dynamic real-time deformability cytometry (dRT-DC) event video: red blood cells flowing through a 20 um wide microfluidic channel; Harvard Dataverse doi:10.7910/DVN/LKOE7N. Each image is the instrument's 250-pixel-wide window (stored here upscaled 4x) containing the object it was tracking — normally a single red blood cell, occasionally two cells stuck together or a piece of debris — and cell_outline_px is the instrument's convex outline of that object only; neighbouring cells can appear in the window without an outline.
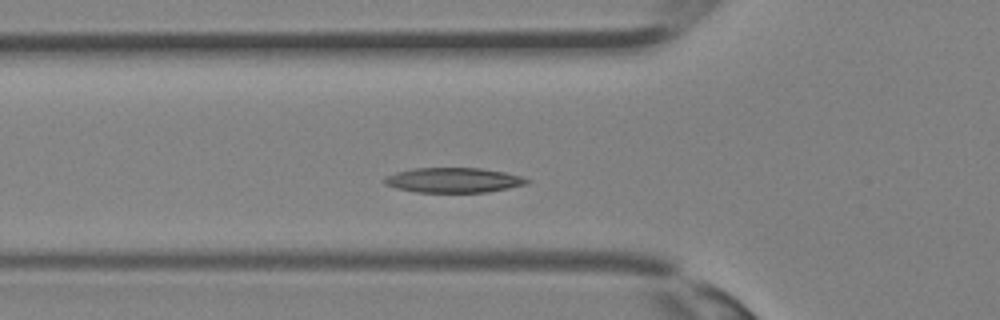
{"species": "Egyptian fruit bat (a non-hibernating species)", "species_latin": "Rousettus aegyptiacus", "temperature_condition": "room temperature", "stored_images_in_passage": 32, "segment_of_instrument_passage": [1, 2], "camera_frame_rate_fps": 3000, "um_per_image_px": 0.085, "animal": {"sex": "female"}, "frame": {"image": 1, "passage_image": 8, "time_ms": 2.333, "image_size_px": [1000, 320], "cell_outline_px": [[532, 180], [528, 184], [488, 192], [416, 192], [396, 188], [384, 184], [384, 176], [396, 172], [412, 168], [480, 168], [504, 172], [524, 176]], "centroid_in_image_um": [38.57, 15.31], "position_along_channel_um": 87.2, "area_um2": 20.87}}
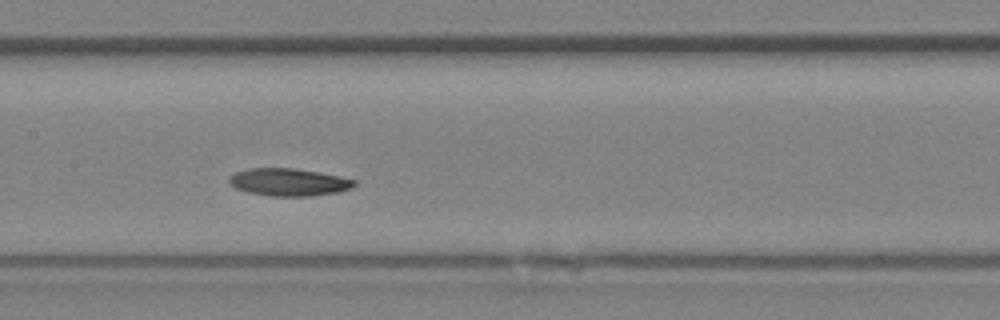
{"frame": {"image": 2, "passage_image": 13, "time_ms": 4.0, "image_size_px": [1000, 320], "cell_outline_px": [[356, 184], [348, 188], [336, 192], [312, 196], [268, 196], [248, 192], [236, 188], [228, 180], [236, 172], [248, 168], [292, 168], [340, 176], [356, 180]], "centroid_in_image_um": [24.53, 15.48], "position_along_channel_um": 182.9, "area_um2": 19.77}}
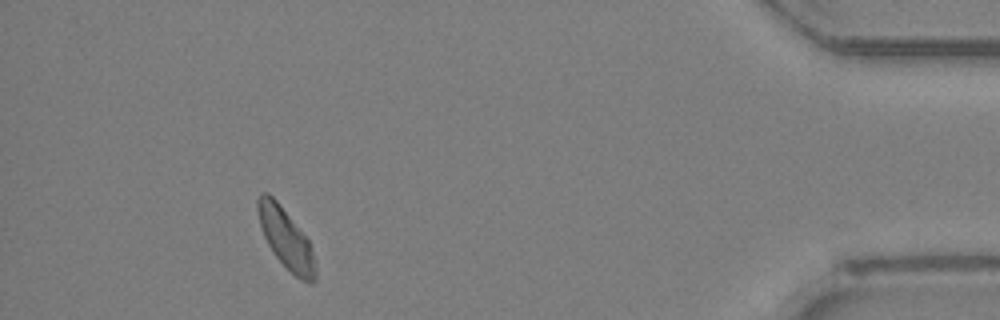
{"frame": {"image": 3, "passage_image": 28, "time_ms": 9.0, "image_size_px": [1000, 320], "cell_outline_px": [[316, 280], [312, 284], [300, 280], [272, 252], [260, 228], [256, 208], [256, 200], [260, 192], [268, 192], [280, 204], [308, 240], [312, 252], [316, 268]], "centroid_in_image_um": [24.27, 20.25], "position_along_channel_um": 410.9, "area_um2": 20.06}}